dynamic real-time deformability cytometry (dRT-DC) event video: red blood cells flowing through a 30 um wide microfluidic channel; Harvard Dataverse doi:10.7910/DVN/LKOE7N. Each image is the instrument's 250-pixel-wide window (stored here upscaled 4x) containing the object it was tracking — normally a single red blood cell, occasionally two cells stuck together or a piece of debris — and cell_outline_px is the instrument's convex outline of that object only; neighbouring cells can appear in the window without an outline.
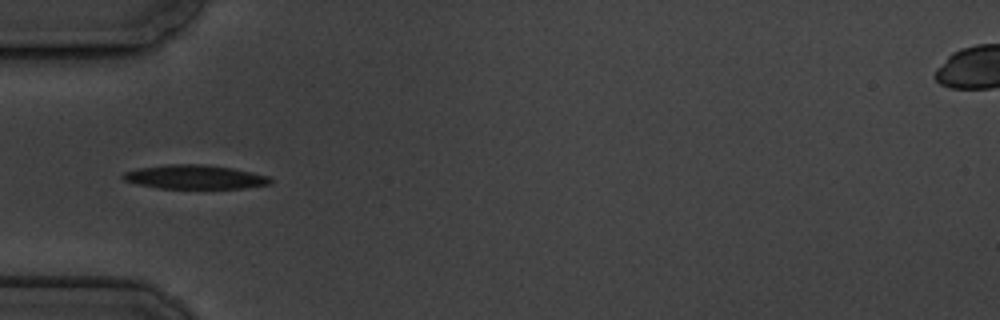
{"species": "common noctule bat (a hibernating species)", "species_latin": "Nyctalus noctula", "temperature_condition": "cold", "stored_images_in_passage": 11, "camera_frame_rate_fps": 3000, "um_per_image_px": 0.085, "animal": {"sex": "male", "body_mass_g": 19.5, "forearm_length_mm": 54.6}, "frame": {"image": 1, "passage_image": 5, "time_ms": 5.667, "image_size_px": [1000, 320], "cell_outline_px": [[272, 184], [244, 188], [160, 188], [136, 184], [124, 180], [120, 176], [124, 172], [136, 168], [168, 164], [204, 164], [232, 168], [252, 172], [268, 176], [272, 180]], "centroid_in_image_um": [16.54, 15.04], "position_along_channel_um": 68.5, "area_um2": 20.69}}
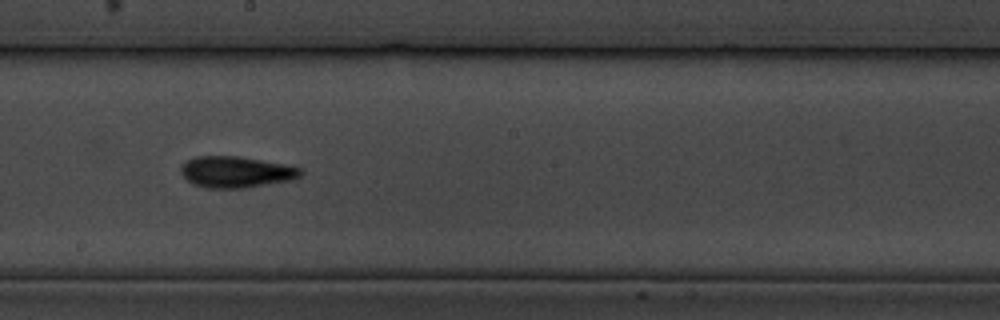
{"frame": {"image": 2, "passage_image": 9, "time_ms": 10.333, "image_size_px": [1000, 320], "cell_outline_px": [[304, 172], [300, 176], [288, 180], [244, 188], [208, 188], [192, 184], [180, 172], [180, 164], [196, 156], [236, 156], [284, 164], [300, 168]], "centroid_in_image_um": [20.01, 14.61], "position_along_channel_um": 228.2, "area_um2": 21.62}}
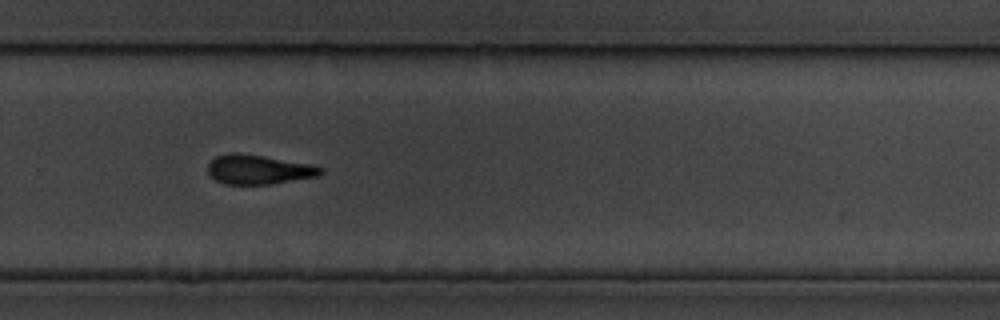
{"frame": {"image": 3, "passage_image": 11, "time_ms": 12.667, "image_size_px": [1000, 320], "cell_outline_px": [[324, 172], [320, 176], [272, 184], [224, 184], [216, 180], [208, 172], [208, 164], [216, 156], [228, 152], [240, 152], [308, 164], [324, 168]], "centroid_in_image_um": [21.98, 14.41], "position_along_channel_um": 307.8, "area_um2": 19.36}}